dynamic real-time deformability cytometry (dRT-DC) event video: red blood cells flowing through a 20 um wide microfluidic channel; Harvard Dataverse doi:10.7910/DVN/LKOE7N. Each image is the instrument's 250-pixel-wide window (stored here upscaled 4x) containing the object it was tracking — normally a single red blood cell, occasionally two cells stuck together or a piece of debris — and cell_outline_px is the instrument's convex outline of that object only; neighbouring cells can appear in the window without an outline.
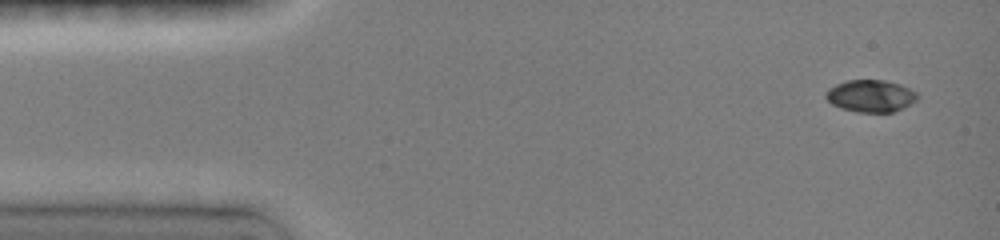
{"species": "common noctule bat (a hibernating species)", "species_latin": "Nyctalus noctula", "temperature_condition": "room temperature", "stored_images_in_passage": 4, "camera_frame_rate_fps": 3000, "um_per_image_px": 0.085, "animal": {"sex": "female", "body_mass_g": 19.0, "forearm_length_mm": 51.5}, "frame": {"image": 1, "passage_image": 1, "time_ms": 0.0, "image_size_px": [1000, 240], "cell_outline_px": [[920, 96], [912, 104], [892, 112], [856, 112], [840, 108], [832, 104], [824, 96], [824, 92], [828, 88], [836, 84], [848, 80], [884, 80], [900, 84], [916, 92]], "centroid_in_image_um": [73.99, 8.15], "position_along_channel_um": 11.0, "area_um2": 17.28}}
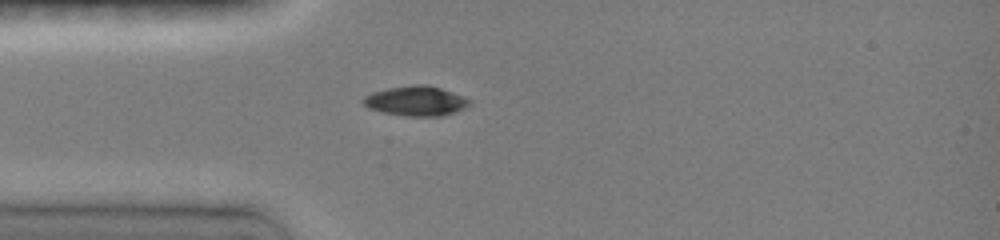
{"frame": {"image": 2, "passage_image": 4, "time_ms": 3.333, "image_size_px": [1000, 240], "cell_outline_px": [[472, 104], [464, 108], [440, 116], [404, 116], [384, 112], [368, 108], [360, 100], [364, 96], [372, 92], [388, 88], [412, 84], [428, 84], [452, 92], [472, 100]], "centroid_in_image_um": [35.34, 8.57], "position_along_channel_um": 49.7, "area_um2": 18.5}}